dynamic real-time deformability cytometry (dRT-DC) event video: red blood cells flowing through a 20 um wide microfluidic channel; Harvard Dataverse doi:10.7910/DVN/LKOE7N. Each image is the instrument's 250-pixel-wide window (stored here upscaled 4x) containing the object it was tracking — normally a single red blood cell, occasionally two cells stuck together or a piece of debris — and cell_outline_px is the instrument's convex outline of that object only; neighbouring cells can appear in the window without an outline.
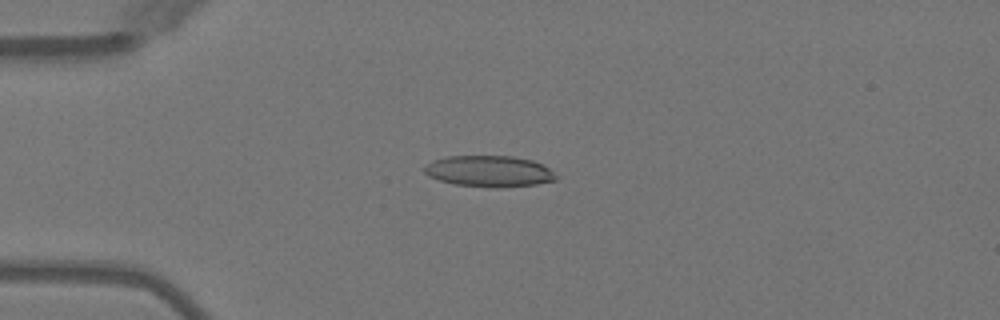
{"species": "Egyptian fruit bat (a non-hibernating species)", "species_latin": "Rousettus aegyptiacus", "temperature_condition": "warm", "stored_images_in_passage": 40, "camera_frame_rate_fps": 3000, "um_per_image_px": 0.085, "animal": {"sex": "female"}, "frame": {"image": 1, "passage_image": 3, "time_ms": 0.667, "image_size_px": [1000, 320], "cell_outline_px": [[556, 180], [536, 184], [496, 188], [456, 184], [440, 180], [428, 176], [424, 172], [424, 168], [432, 160], [444, 156], [512, 156], [532, 160], [548, 168], [556, 176]], "centroid_in_image_um": [41.55, 14.55], "position_along_channel_um": 43.5, "area_um2": 23.76}}
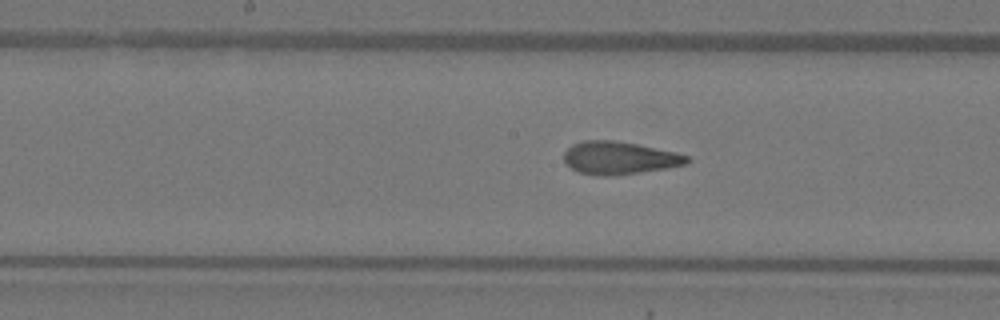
{"frame": {"image": 2, "passage_image": 16, "time_ms": 5.0, "image_size_px": [1000, 320], "cell_outline_px": [[692, 160], [688, 164], [668, 168], [612, 176], [604, 176], [580, 172], [572, 168], [564, 160], [564, 152], [572, 144], [584, 140], [612, 140], [636, 144], [676, 152], [688, 156]], "centroid_in_image_um": [52.68, 13.42], "position_along_channel_um": 195.5, "area_um2": 23.41}}
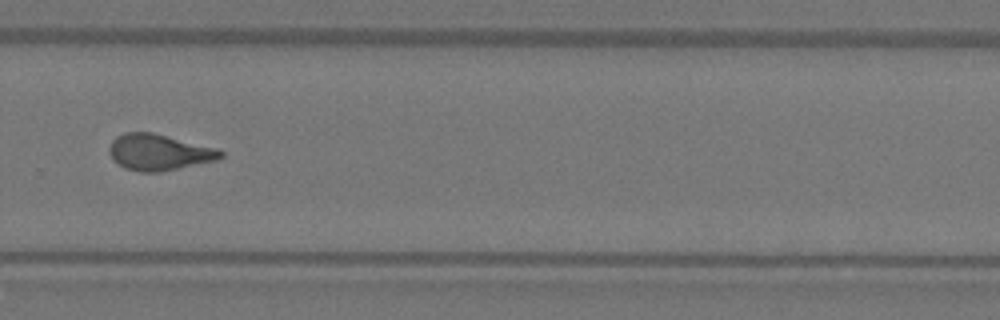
{"frame": {"image": 3, "passage_image": 25, "time_ms": 8.0, "image_size_px": [1000, 320], "cell_outline_px": [[224, 156], [216, 160], [160, 172], [140, 172], [124, 168], [112, 160], [108, 152], [108, 148], [112, 140], [116, 136], [124, 132], [152, 132], [220, 148], [224, 152]], "centroid_in_image_um": [13.5, 12.93], "position_along_channel_um": 316.3, "area_um2": 23.81}, "authors_computed_cell_mechanics": {"area_um2": 23.2067, "velocity_mm_per_s": 4.0467, "shape_relaxation_time_tau1_ms": 10.479, "shape_relaxation_time_tau2_ms": 1.2233, "deformation_change_tau1": 0.2932, "deformation_change_tau2": 0.0912}}